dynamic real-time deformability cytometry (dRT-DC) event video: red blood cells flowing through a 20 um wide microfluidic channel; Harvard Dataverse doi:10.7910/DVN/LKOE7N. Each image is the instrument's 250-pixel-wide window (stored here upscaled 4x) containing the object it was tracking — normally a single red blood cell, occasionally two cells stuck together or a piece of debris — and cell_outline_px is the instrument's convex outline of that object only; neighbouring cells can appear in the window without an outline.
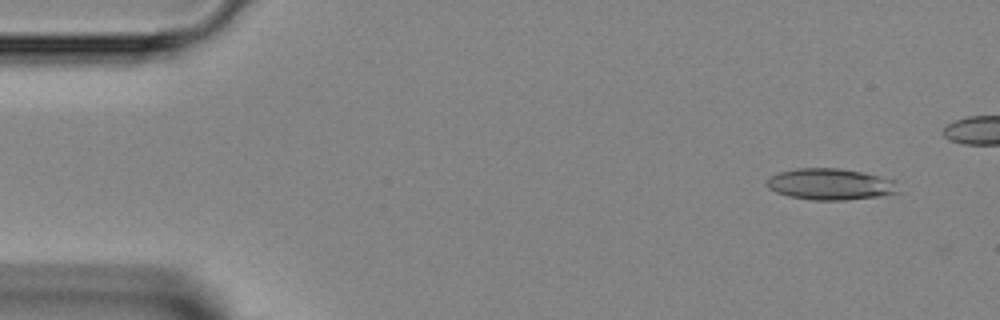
{"species": "Egyptian fruit bat (a non-hibernating species)", "species_latin": "Rousettus aegyptiacus", "temperature_condition": "room temperature", "stored_images_in_passage": 40, "camera_frame_rate_fps": 3000, "um_per_image_px": 0.085, "animal": {"sex": "female"}, "frame": {"image": 1, "passage_image": 3, "time_ms": 0.667, "image_size_px": [1000, 320], "cell_outline_px": [[900, 192], [884, 196], [844, 200], [812, 200], [788, 196], [776, 192], [768, 188], [764, 184], [772, 176], [780, 172], [796, 168], [840, 168], [864, 172], [896, 180]], "centroid_in_image_um": [70.63, 15.66], "position_along_channel_um": 14.4, "area_um2": 24.33}}
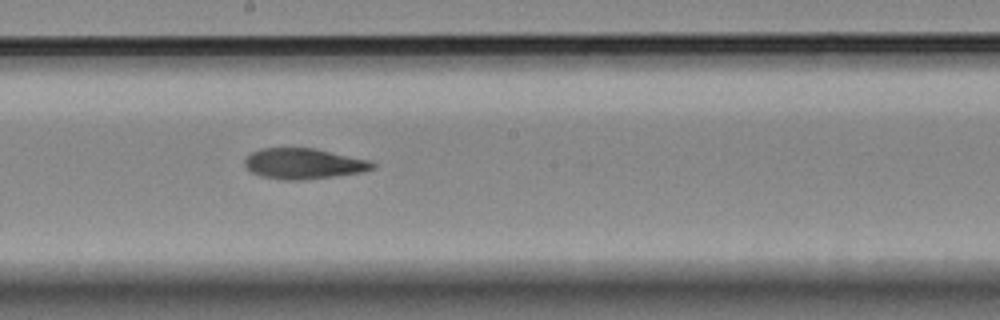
{"frame": {"image": 2, "passage_image": 24, "time_ms": 7.667, "image_size_px": [1000, 320], "cell_outline_px": [[376, 168], [364, 172], [336, 176], [300, 180], [284, 180], [260, 176], [252, 172], [244, 164], [244, 160], [252, 152], [260, 148], [316, 148], [372, 160], [376, 164]], "centroid_in_image_um": [25.88, 13.91], "position_along_channel_um": 222.3, "area_um2": 23.12}}
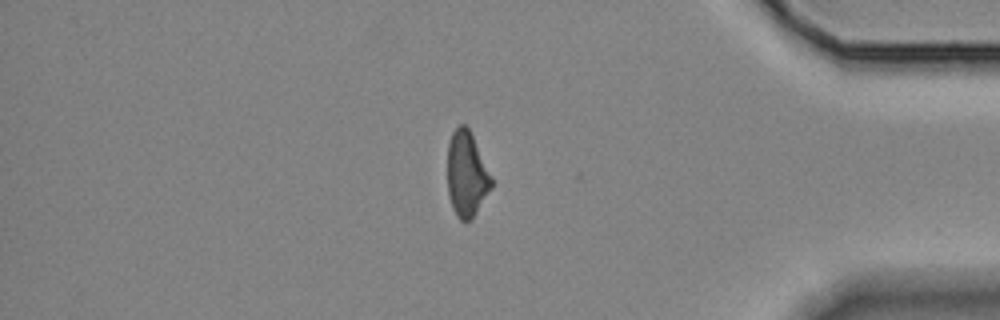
{"frame": {"image": 3, "passage_image": 38, "time_ms": 12.333, "image_size_px": [1000, 320], "cell_outline_px": [[492, 188], [472, 220], [460, 220], [456, 216], [452, 208], [448, 192], [448, 144], [452, 132], [460, 124], [464, 124], [468, 128], [472, 136], [492, 180]], "centroid_in_image_um": [39.65, 14.86], "position_along_channel_um": 395.6, "area_um2": 21.5}}